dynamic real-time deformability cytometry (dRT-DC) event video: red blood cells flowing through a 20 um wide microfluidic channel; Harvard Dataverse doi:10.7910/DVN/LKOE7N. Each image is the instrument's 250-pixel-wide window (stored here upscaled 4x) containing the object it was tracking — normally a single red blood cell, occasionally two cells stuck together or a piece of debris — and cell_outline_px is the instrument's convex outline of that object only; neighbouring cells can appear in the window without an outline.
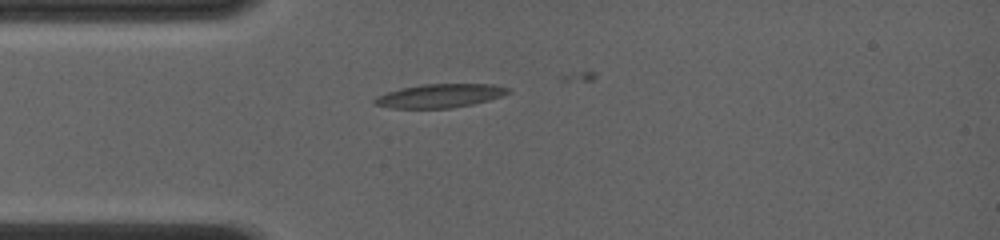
{"species": "common noctule bat (a hibernating species)", "species_latin": "Nyctalus noctula", "temperature_condition": "room temperature", "stored_images_in_passage": 5, "camera_frame_rate_fps": 4000, "um_per_image_px": 0.085, "animal": {"sex": "female", "body_mass_g": 19.0, "forearm_length_mm": 56.7}, "frame": {"image": 1, "passage_image": 1, "time_ms": 0.0, "image_size_px": [1000, 240], "cell_outline_px": [[512, 92], [488, 100], [472, 104], [452, 108], [392, 108], [372, 104], [372, 100], [376, 96], [400, 88], [420, 84], [492, 84], [512, 88]], "centroid_in_image_um": [37.38, 8.13], "position_along_channel_um": 47.6, "area_um2": 18.55}}
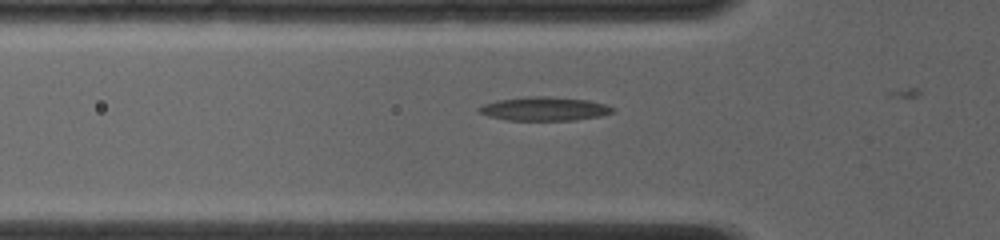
{"frame": {"image": 2, "passage_image": 3, "time_ms": 1.0, "image_size_px": [1000, 240], "cell_outline_px": [[616, 112], [600, 116], [576, 120], [508, 120], [488, 116], [480, 112], [476, 108], [484, 104], [496, 100], [524, 96], [548, 96], [588, 100], [604, 104], [616, 108]], "centroid_in_image_um": [46.29, 9.24], "position_along_channel_um": 79.5, "area_um2": 18.67}}